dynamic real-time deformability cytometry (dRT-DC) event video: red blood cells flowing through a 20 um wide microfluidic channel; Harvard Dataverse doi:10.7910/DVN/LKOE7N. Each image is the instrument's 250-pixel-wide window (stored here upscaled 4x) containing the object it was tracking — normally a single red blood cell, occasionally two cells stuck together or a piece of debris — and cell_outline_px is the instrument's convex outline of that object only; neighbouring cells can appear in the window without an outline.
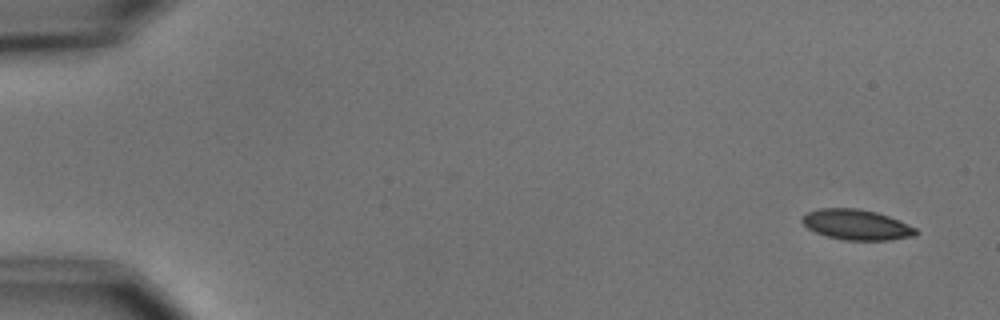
{"species": "common noctule bat (a hibernating species)", "species_latin": "Nyctalus noctula", "temperature_condition": "cold", "stored_images_in_passage": 5, "camera_frame_rate_fps": 3000, "um_per_image_px": 0.085, "animal": {"sex": "male", "body_mass_g": 15.6}, "frame": {"image": 1, "passage_image": 1, "time_ms": 0.0, "image_size_px": [1000, 320], "cell_outline_px": [[920, 232], [916, 236], [888, 240], [844, 240], [828, 236], [816, 232], [808, 228], [800, 220], [800, 216], [808, 212], [820, 208], [856, 208], [876, 212], [888, 216], [916, 228]], "centroid_in_image_um": [72.8, 19.1], "position_along_channel_um": 12.2, "area_um2": 20.11}}
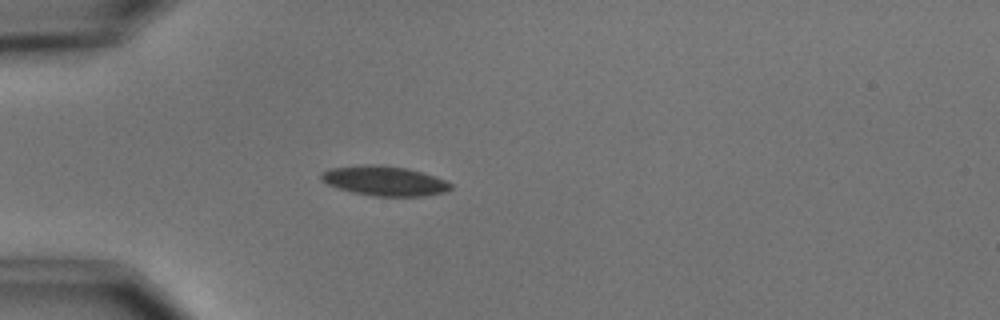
{"frame": {"image": 2, "passage_image": 4, "time_ms": 4.333, "image_size_px": [1000, 320], "cell_outline_px": [[452, 188], [448, 192], [424, 196], [376, 196], [352, 192], [328, 184], [320, 180], [320, 172], [328, 168], [360, 164], [380, 164], [408, 168], [444, 180], [452, 184]], "centroid_in_image_um": [32.65, 15.36], "position_along_channel_um": 52.4, "area_um2": 22.6}}